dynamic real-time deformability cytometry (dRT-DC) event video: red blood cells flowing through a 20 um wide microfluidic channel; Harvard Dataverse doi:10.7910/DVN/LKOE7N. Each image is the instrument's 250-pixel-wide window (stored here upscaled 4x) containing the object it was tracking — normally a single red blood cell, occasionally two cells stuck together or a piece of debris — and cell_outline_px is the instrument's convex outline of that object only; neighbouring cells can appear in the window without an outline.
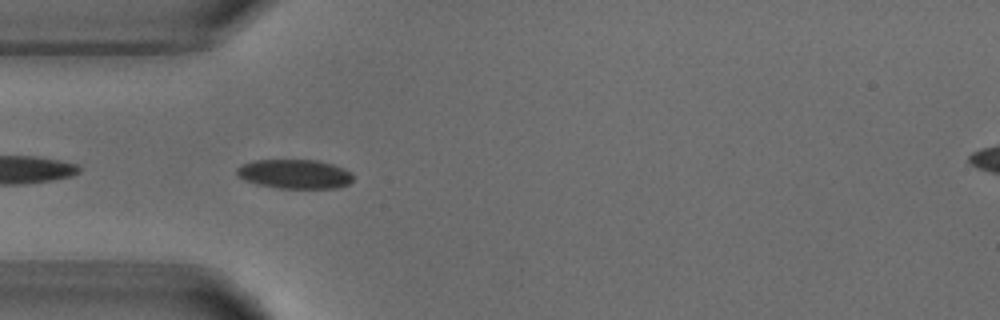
{"species": "common noctule bat (a hibernating species)", "species_latin": "Nyctalus noctula", "temperature_condition": "warm", "stored_images_in_passage": 39, "camera_frame_rate_fps": 3000, "um_per_image_px": 0.085, "animal": {"sex": "male", "body_mass_g": 18.8}, "frame": {"image": 1, "passage_image": 2, "time_ms": 0.333, "image_size_px": [1000, 320], "cell_outline_px": [[352, 180], [348, 184], [336, 188], [280, 188], [256, 184], [244, 180], [236, 176], [236, 168], [240, 164], [252, 160], [316, 160], [332, 164], [344, 168], [352, 172]], "centroid_in_image_um": [25.0, 14.78], "position_along_channel_um": 60.0, "area_um2": 20.0}}
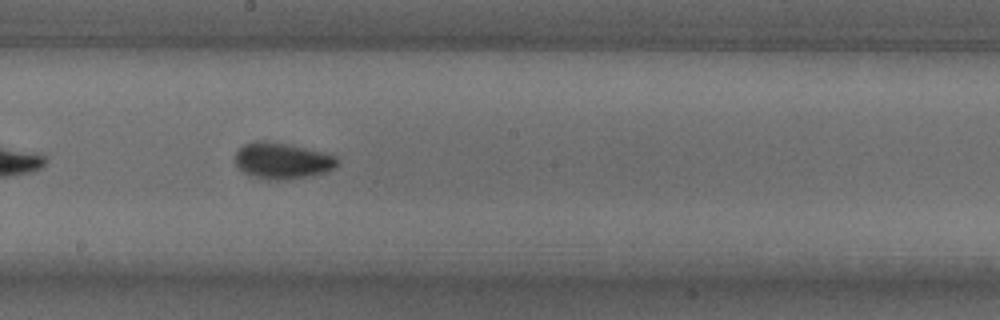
{"frame": {"image": 2, "passage_image": 15, "time_ms": 4.667, "image_size_px": [1000, 320], "cell_outline_px": [[340, 164], [324, 172], [312, 176], [276, 180], [268, 180], [244, 172], [236, 164], [236, 152], [244, 144], [256, 140], [260, 140], [288, 144], [324, 152], [336, 156], [340, 160]], "centroid_in_image_um": [24.03, 13.65], "position_along_channel_um": 224.2, "area_um2": 21.39}}
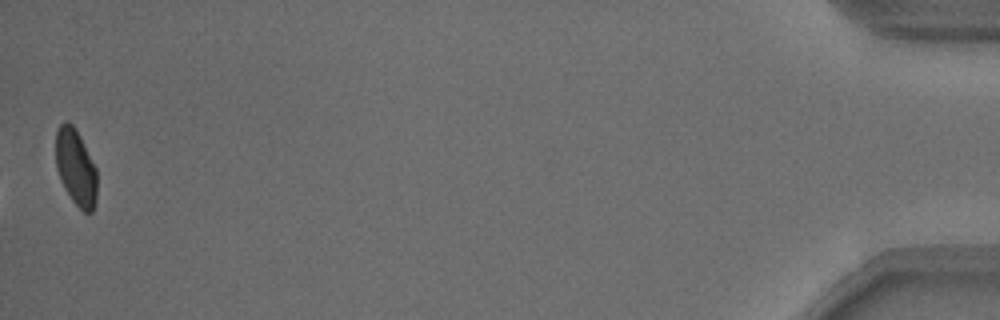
{"frame": {"image": 3, "passage_image": 39, "time_ms": 12.667, "image_size_px": [1000, 320], "cell_outline_px": [[96, 204], [92, 212], [84, 212], [72, 200], [64, 188], [60, 180], [56, 168], [56, 132], [60, 124], [68, 120], [72, 124], [80, 136], [96, 168]], "centroid_in_image_um": [6.43, 14.23], "position_along_channel_um": 428.8, "area_um2": 18.32}, "authors_computed_cell_mechanics": {"area_um2": 19.941, "velocity_mm_per_s": 3.7931, "shape_relaxation_time_tau1_ms": 2.6045, "shape_relaxation_time_tau2_ms": 1.138, "deformation_change_tau1": 0.1054, "deformation_change_tau2": 0.0609}}